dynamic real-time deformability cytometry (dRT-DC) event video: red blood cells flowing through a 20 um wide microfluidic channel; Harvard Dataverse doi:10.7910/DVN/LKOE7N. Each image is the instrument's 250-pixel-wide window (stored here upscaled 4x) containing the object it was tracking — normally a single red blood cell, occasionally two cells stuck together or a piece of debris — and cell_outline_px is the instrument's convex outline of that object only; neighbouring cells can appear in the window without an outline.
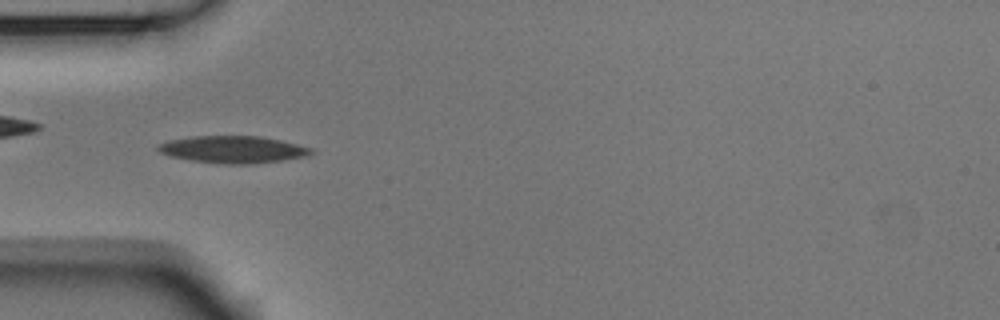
{"species": "Egyptian fruit bat (a non-hibernating species)", "species_latin": "Rousettus aegyptiacus", "temperature_condition": "room temperature", "stored_images_in_passage": 7, "camera_frame_rate_fps": 3000, "um_per_image_px": 0.085, "animal": {"sex": "male"}, "frame": {"image": 1, "passage_image": 5, "time_ms": 1.333, "image_size_px": [1000, 320], "cell_outline_px": [[316, 152], [308, 156], [280, 160], [248, 164], [224, 164], [192, 160], [168, 156], [160, 152], [156, 148], [156, 144], [168, 140], [192, 136], [260, 136], [280, 140], [312, 148]], "centroid_in_image_um": [19.77, 12.7], "position_along_channel_um": 65.2, "area_um2": 24.22}}